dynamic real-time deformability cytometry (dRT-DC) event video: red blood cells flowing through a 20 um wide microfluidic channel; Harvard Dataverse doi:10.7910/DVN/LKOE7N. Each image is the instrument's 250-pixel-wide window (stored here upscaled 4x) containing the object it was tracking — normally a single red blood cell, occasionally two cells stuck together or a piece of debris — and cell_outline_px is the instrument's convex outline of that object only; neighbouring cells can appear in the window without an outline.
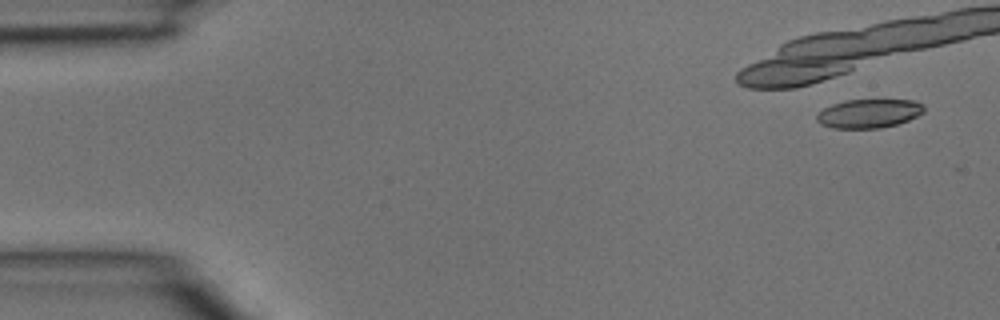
{"species": "common noctule bat (a hibernating species)", "species_latin": "Nyctalus noctula", "temperature_condition": "room temperature", "stored_images_in_passage": 5, "camera_frame_rate_fps": 3000, "um_per_image_px": 0.085, "animal": {"sex": "male", "body_mass_g": 15.6}, "frame": {"image": 1, "passage_image": 1, "time_ms": 0.0, "image_size_px": [1000, 320], "cell_outline_px": [[924, 112], [908, 120], [896, 124], [880, 128], [832, 128], [820, 124], [816, 120], [816, 116], [824, 108], [832, 104], [844, 100], [916, 100], [924, 104]], "centroid_in_image_um": [73.86, 9.64], "position_along_channel_um": 11.1, "area_um2": 18.03}}